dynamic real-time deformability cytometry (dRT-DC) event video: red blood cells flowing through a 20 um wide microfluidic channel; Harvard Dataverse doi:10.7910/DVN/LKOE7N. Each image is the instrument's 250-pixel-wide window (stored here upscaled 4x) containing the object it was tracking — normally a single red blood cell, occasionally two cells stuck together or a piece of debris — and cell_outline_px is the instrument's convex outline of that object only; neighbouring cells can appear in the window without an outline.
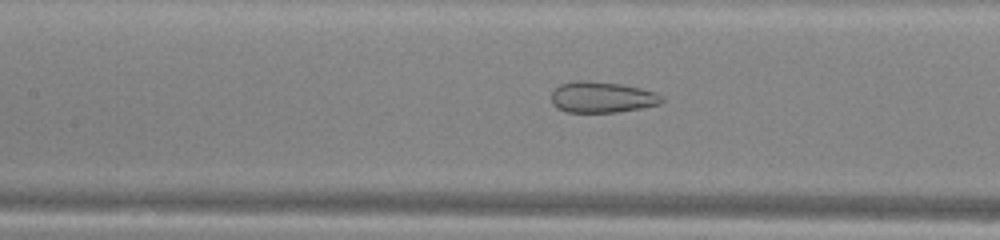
{"species": "common noctule bat (a hibernating species)", "species_latin": "Nyctalus noctula", "temperature_condition": "warm", "stored_images_in_passage": 46, "camera_frame_rate_fps": 3000, "um_per_image_px": 0.085, "animal": {"sex": "male", "body_mass_g": 13.0, "forearm_length_mm": 53.1}, "frame": {"image": 1, "passage_image": 18, "time_ms": 5.667, "image_size_px": [1000, 240], "cell_outline_px": [[664, 100], [660, 104], [640, 108], [616, 112], [568, 112], [556, 108], [552, 104], [552, 92], [560, 84], [580, 80], [588, 80], [620, 84], [640, 88], [656, 92], [664, 96]], "centroid_in_image_um": [51.18, 8.26], "position_along_channel_um": 156.2, "area_um2": 20.0}}
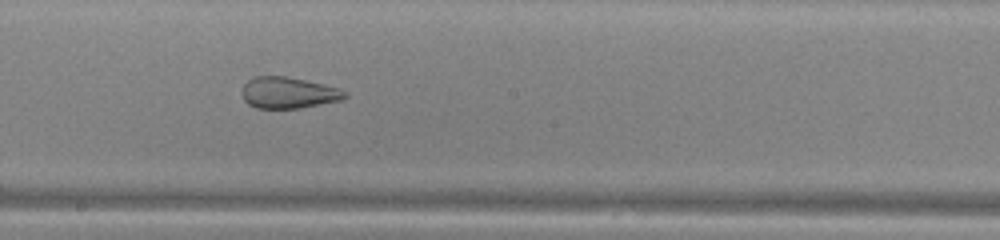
{"frame": {"image": 2, "passage_image": 23, "time_ms": 7.333, "image_size_px": [1000, 240], "cell_outline_px": [[348, 96], [344, 100], [300, 108], [256, 108], [248, 104], [244, 100], [240, 92], [244, 84], [252, 76], [284, 76], [324, 84], [340, 88], [348, 92]], "centroid_in_image_um": [24.53, 7.88], "position_along_channel_um": 223.7, "area_um2": 19.07}}
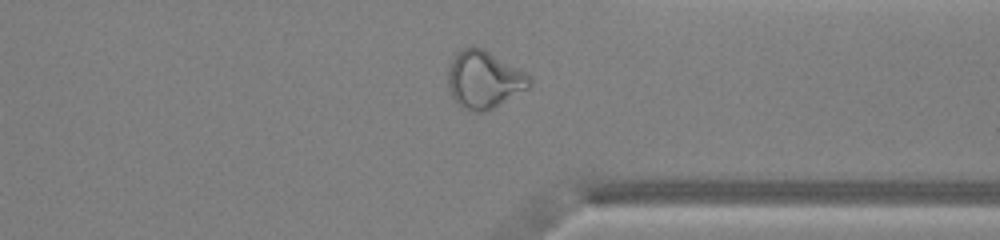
{"frame": {"image": 3, "passage_image": 34, "time_ms": 11.0, "image_size_px": [1000, 240], "cell_outline_px": [[532, 84], [528, 88], [492, 108], [484, 112], [476, 112], [464, 108], [448, 92], [448, 68], [456, 52], [468, 44], [484, 48], [532, 76]], "centroid_in_image_um": [41.13, 6.72], "position_along_channel_um": 370.3, "area_um2": 27.46}, "authors_computed_cell_mechanics": {"area_um2": 27.0793, "velocity_mm_per_s": 4.0632, "shape_relaxation_time_tau1_ms": null, "shape_relaxation_time_tau2_ms": 1.1243, "deformation_change_tau1": null, "deformation_change_tau2": 0.0791}}